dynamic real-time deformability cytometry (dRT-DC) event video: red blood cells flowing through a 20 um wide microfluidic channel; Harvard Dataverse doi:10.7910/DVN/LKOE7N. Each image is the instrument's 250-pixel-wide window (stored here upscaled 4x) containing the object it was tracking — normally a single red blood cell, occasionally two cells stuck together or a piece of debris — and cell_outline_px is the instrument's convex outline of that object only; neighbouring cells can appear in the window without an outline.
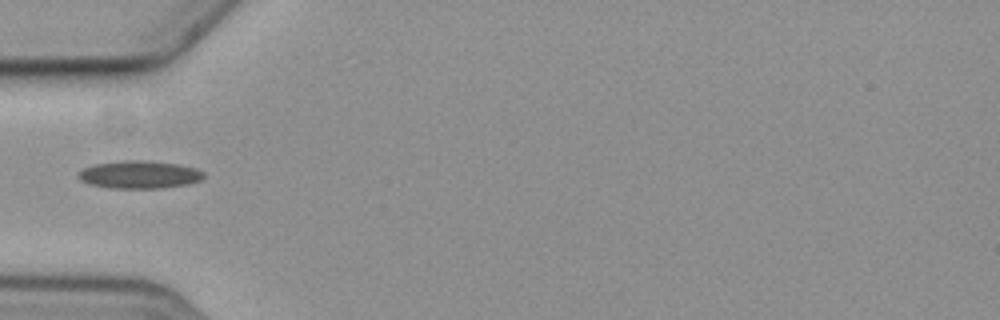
{"species": "common noctule bat (a hibernating species)", "species_latin": "Nyctalus noctula", "temperature_condition": "cold", "stored_images_in_passage": 1, "camera_frame_rate_fps": 3000, "um_per_image_px": 0.085, "animal": {"sex": "female", "body_mass_g": 19.3, "forearm_length_mm": 54.1}, "frame": {"image": 1, "passage_image": 1, "time_ms": 0.0, "image_size_px": [1000, 320], "cell_outline_px": [[204, 176], [200, 180], [188, 184], [160, 188], [108, 188], [92, 184], [80, 180], [76, 176], [84, 168], [92, 164], [124, 160], [144, 160], [180, 164], [196, 168], [204, 172]], "centroid_in_image_um": [11.85, 14.83], "position_along_channel_um": 73.1, "area_um2": 20.35}}